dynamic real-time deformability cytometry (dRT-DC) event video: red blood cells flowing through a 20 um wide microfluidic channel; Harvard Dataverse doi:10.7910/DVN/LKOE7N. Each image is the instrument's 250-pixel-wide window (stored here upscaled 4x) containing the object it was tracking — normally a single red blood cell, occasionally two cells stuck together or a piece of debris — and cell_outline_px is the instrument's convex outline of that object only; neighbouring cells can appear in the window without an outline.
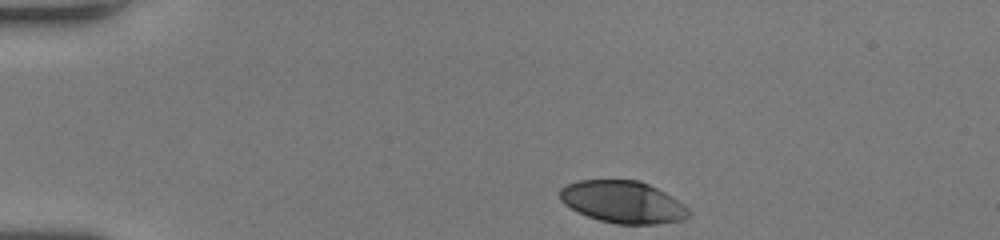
{"species": "human", "species_latin": "Homo sapiens", "temperature_condition": "room temperature", "stored_images_in_passage": 43, "camera_frame_rate_fps": 3000, "um_per_image_px": 0.085, "donor": {"sex": "female"}, "frame": {"image": 1, "passage_image": 1, "time_ms": 0.0, "image_size_px": [1000, 240], "cell_outline_px": [[692, 216], [684, 220], [652, 224], [616, 224], [600, 220], [588, 216], [564, 204], [560, 200], [560, 188], [568, 184], [580, 180], [640, 180], [664, 192], [684, 204], [692, 212]], "centroid_in_image_um": [52.98, 17.17], "position_along_channel_um": 32.0, "area_um2": 31.56}}
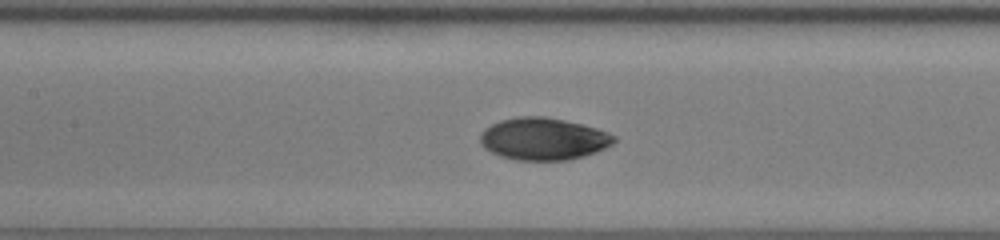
{"frame": {"image": 2, "passage_image": 16, "time_ms": 5.0, "image_size_px": [1000, 240], "cell_outline_px": [[616, 140], [608, 148], [584, 156], [568, 160], [516, 160], [500, 156], [484, 148], [480, 144], [480, 132], [484, 128], [500, 120], [520, 116], [544, 116], [564, 120], [596, 128], [608, 132], [616, 136]], "centroid_in_image_um": [46.18, 11.81], "position_along_channel_um": 161.2, "area_um2": 33.12}}
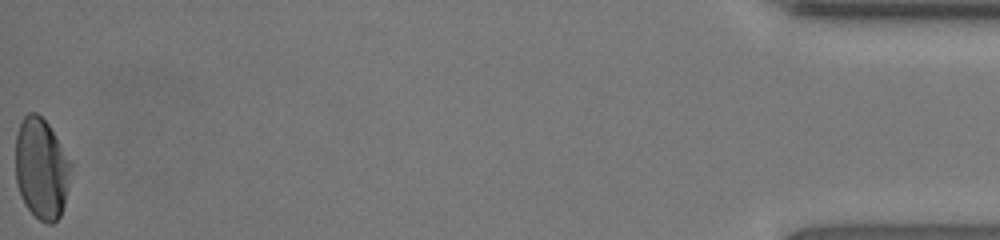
{"frame": {"image": 3, "passage_image": 43, "time_ms": 14.0, "image_size_px": [1000, 240], "cell_outline_px": [[72, 164], [64, 204], [60, 216], [52, 224], [48, 224], [40, 220], [24, 204], [20, 196], [16, 180], [16, 132], [24, 116], [28, 112], [36, 112], [48, 124]], "centroid_in_image_um": [3.5, 14.33], "position_along_channel_um": 431.7, "area_um2": 32.31}, "authors_computed_cell_mechanics": {"area_um2": 32.368, "velocity_mm_per_s": 4.0401, "shape_relaxation_time_tau1_ms": 4.6066, "shape_relaxation_time_tau2_ms": 0.9041, "deformation_change_tau1": 0.1945, "deformation_change_tau2": 0.0356}}